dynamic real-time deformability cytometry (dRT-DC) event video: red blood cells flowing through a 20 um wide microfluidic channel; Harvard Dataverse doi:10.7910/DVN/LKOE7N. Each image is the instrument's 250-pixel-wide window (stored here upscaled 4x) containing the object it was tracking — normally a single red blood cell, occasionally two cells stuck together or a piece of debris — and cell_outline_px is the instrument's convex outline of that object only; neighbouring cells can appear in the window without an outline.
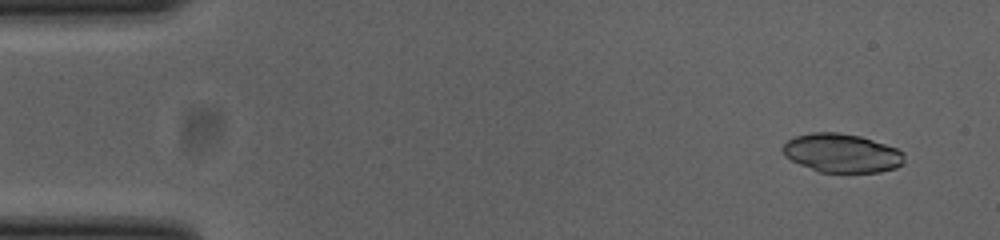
{"species": "common noctule bat (a hibernating species)", "species_latin": "Nyctalus noctula", "temperature_condition": "cold", "stored_images_in_passage": 52, "camera_frame_rate_fps": 3000, "um_per_image_px": 0.085, "animal": {"sex": "female", "body_mass_g": 23.0, "forearm_length_mm": 53.4}, "frame": {"image": 1, "passage_image": 4, "time_ms": 1.0, "image_size_px": [1000, 240], "cell_outline_px": [[904, 164], [896, 168], [880, 172], [820, 172], [800, 164], [784, 156], [780, 148], [788, 140], [796, 136], [812, 132], [836, 132], [860, 136], [896, 148], [904, 152]], "centroid_in_image_um": [71.55, 13.01], "position_along_channel_um": 13.4, "area_um2": 27.46}}